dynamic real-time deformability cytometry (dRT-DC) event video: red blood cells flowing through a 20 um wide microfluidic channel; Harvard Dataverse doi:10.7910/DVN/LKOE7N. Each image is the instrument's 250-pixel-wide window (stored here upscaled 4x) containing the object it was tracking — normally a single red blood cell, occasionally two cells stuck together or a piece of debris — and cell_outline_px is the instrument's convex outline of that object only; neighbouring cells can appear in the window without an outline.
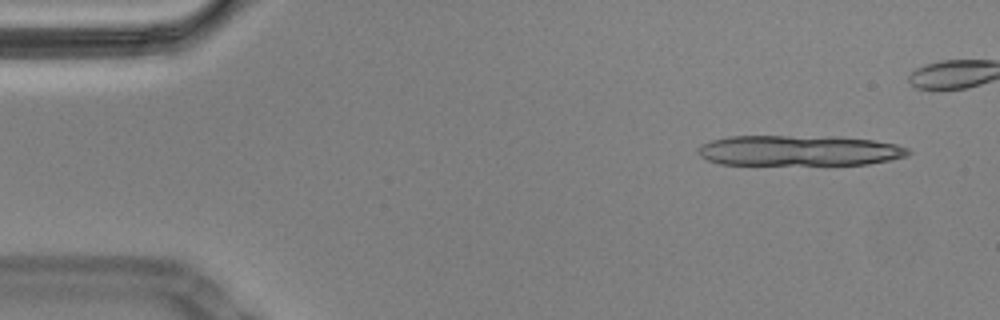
{"species": "Egyptian fruit bat (a non-hibernating species)", "species_latin": "Rousettus aegyptiacus", "temperature_condition": "cold", "stored_images_in_passage": 10, "camera_frame_rate_fps": 3000, "um_per_image_px": 0.085, "animal": {"sex": "male"}, "frame": {"image": 1, "passage_image": 1, "time_ms": 0.0, "image_size_px": [1000, 320], "cell_outline_px": [[912, 152], [908, 156], [868, 164], [720, 164], [708, 160], [700, 156], [696, 152], [700, 144], [712, 140], [728, 136], [836, 136], [872, 140], [896, 144], [908, 148]], "centroid_in_image_um": [67.91, 12.79], "position_along_channel_um": 17.1, "area_um2": 37.51}}